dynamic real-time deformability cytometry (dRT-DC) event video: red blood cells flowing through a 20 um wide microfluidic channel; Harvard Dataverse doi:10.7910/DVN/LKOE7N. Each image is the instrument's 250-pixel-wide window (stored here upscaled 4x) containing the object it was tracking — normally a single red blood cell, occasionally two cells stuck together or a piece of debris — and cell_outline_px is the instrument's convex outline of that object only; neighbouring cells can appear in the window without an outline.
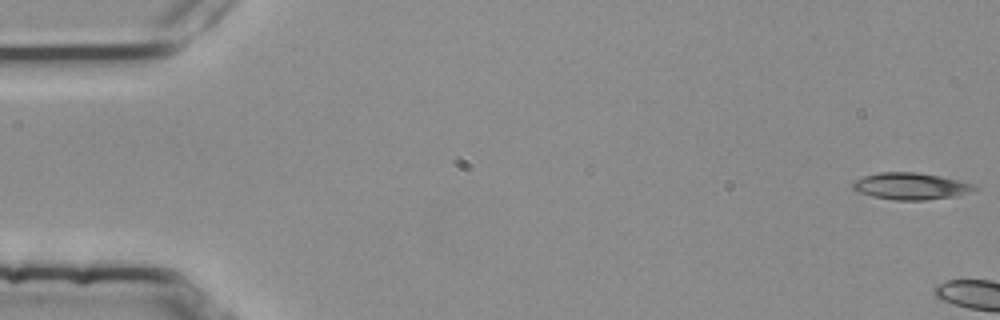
{"species": "common noctule bat (a hibernating species)", "species_latin": "Nyctalus noctula", "temperature_condition": "room temperature", "stored_images_in_passage": 5, "camera_frame_rate_fps": 3000, "um_per_image_px": 0.085, "animal": {"sex": "female", "body_mass_g": 25.1}, "frame": {"image": 1, "passage_image": 1, "time_ms": 0.0, "image_size_px": [1000, 320], "cell_outline_px": [[980, 188], [956, 196], [924, 200], [892, 200], [872, 196], [860, 192], [852, 188], [852, 184], [856, 180], [864, 176], [880, 172], [916, 172], [940, 176], [972, 184]], "centroid_in_image_um": [77.4, 15.83], "position_along_channel_um": 7.6, "area_um2": 18.79}}